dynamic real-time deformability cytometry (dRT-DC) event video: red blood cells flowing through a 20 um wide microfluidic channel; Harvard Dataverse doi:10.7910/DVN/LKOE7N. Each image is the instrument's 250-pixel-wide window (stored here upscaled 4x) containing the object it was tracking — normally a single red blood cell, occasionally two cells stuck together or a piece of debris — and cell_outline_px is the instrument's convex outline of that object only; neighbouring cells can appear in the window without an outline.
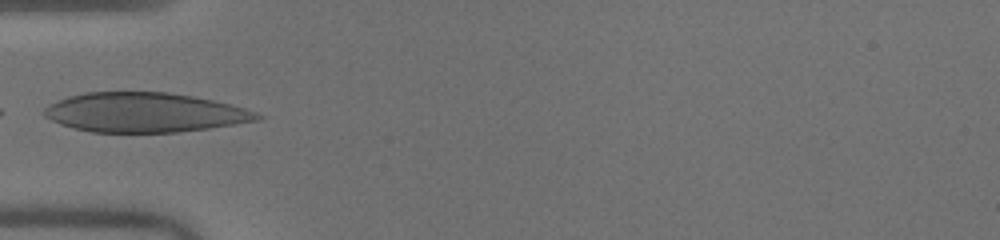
{"species": "human", "species_latin": "Homo sapiens", "temperature_condition": "warm", "stored_images_in_passage": 21, "camera_frame_rate_fps": 3000, "um_per_image_px": 0.085, "donor": {"sex": "male"}, "frame": {"image": 1, "passage_image": 1, "time_ms": 0.0, "image_size_px": [1000, 240], "cell_outline_px": [[264, 116], [256, 120], [236, 124], [208, 128], [176, 132], [92, 132], [60, 124], [44, 116], [40, 112], [48, 104], [68, 96], [84, 92], [168, 92], [192, 96], [212, 100], [244, 108], [256, 112]], "centroid_in_image_um": [12.24, 9.55], "position_along_channel_um": 72.8, "area_um2": 48.84}}